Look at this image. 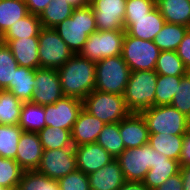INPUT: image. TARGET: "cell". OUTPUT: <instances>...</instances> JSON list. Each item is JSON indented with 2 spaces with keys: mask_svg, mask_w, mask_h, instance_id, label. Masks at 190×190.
Here are the masks:
<instances>
[{
  "mask_svg": "<svg viewBox=\"0 0 190 190\" xmlns=\"http://www.w3.org/2000/svg\"><path fill=\"white\" fill-rule=\"evenodd\" d=\"M57 71L64 96L83 100L95 88L96 64L79 54H74Z\"/></svg>",
  "mask_w": 190,
  "mask_h": 190,
  "instance_id": "1",
  "label": "cell"
},
{
  "mask_svg": "<svg viewBox=\"0 0 190 190\" xmlns=\"http://www.w3.org/2000/svg\"><path fill=\"white\" fill-rule=\"evenodd\" d=\"M59 36L74 54H79L92 33L97 31L95 15L89 4L75 8L71 17L54 27Z\"/></svg>",
  "mask_w": 190,
  "mask_h": 190,
  "instance_id": "2",
  "label": "cell"
},
{
  "mask_svg": "<svg viewBox=\"0 0 190 190\" xmlns=\"http://www.w3.org/2000/svg\"><path fill=\"white\" fill-rule=\"evenodd\" d=\"M158 74L156 71H134L130 73L124 100L131 113L142 111L155 106V92Z\"/></svg>",
  "mask_w": 190,
  "mask_h": 190,
  "instance_id": "3",
  "label": "cell"
},
{
  "mask_svg": "<svg viewBox=\"0 0 190 190\" xmlns=\"http://www.w3.org/2000/svg\"><path fill=\"white\" fill-rule=\"evenodd\" d=\"M95 64L94 90L124 95L131 71L122 55L103 58Z\"/></svg>",
  "mask_w": 190,
  "mask_h": 190,
  "instance_id": "4",
  "label": "cell"
},
{
  "mask_svg": "<svg viewBox=\"0 0 190 190\" xmlns=\"http://www.w3.org/2000/svg\"><path fill=\"white\" fill-rule=\"evenodd\" d=\"M83 109L105 124L118 123L131 112L126 107L123 95L93 90L83 100Z\"/></svg>",
  "mask_w": 190,
  "mask_h": 190,
  "instance_id": "5",
  "label": "cell"
},
{
  "mask_svg": "<svg viewBox=\"0 0 190 190\" xmlns=\"http://www.w3.org/2000/svg\"><path fill=\"white\" fill-rule=\"evenodd\" d=\"M150 134L184 135L189 118L171 105L152 106L141 112Z\"/></svg>",
  "mask_w": 190,
  "mask_h": 190,
  "instance_id": "6",
  "label": "cell"
},
{
  "mask_svg": "<svg viewBox=\"0 0 190 190\" xmlns=\"http://www.w3.org/2000/svg\"><path fill=\"white\" fill-rule=\"evenodd\" d=\"M160 52L153 41L138 39L125 32L122 57L131 72L154 71Z\"/></svg>",
  "mask_w": 190,
  "mask_h": 190,
  "instance_id": "7",
  "label": "cell"
},
{
  "mask_svg": "<svg viewBox=\"0 0 190 190\" xmlns=\"http://www.w3.org/2000/svg\"><path fill=\"white\" fill-rule=\"evenodd\" d=\"M38 39L40 68L58 69L74 55L54 28L42 27Z\"/></svg>",
  "mask_w": 190,
  "mask_h": 190,
  "instance_id": "8",
  "label": "cell"
},
{
  "mask_svg": "<svg viewBox=\"0 0 190 190\" xmlns=\"http://www.w3.org/2000/svg\"><path fill=\"white\" fill-rule=\"evenodd\" d=\"M116 160L125 181L143 182L148 170L155 164L156 150L147 143L141 147L125 149Z\"/></svg>",
  "mask_w": 190,
  "mask_h": 190,
  "instance_id": "9",
  "label": "cell"
},
{
  "mask_svg": "<svg viewBox=\"0 0 190 190\" xmlns=\"http://www.w3.org/2000/svg\"><path fill=\"white\" fill-rule=\"evenodd\" d=\"M125 30L100 31L88 36L79 55L97 62L103 58L122 55Z\"/></svg>",
  "mask_w": 190,
  "mask_h": 190,
  "instance_id": "10",
  "label": "cell"
},
{
  "mask_svg": "<svg viewBox=\"0 0 190 190\" xmlns=\"http://www.w3.org/2000/svg\"><path fill=\"white\" fill-rule=\"evenodd\" d=\"M77 170L74 147L43 150L40 164L36 171L45 176L59 180L63 176Z\"/></svg>",
  "mask_w": 190,
  "mask_h": 190,
  "instance_id": "11",
  "label": "cell"
},
{
  "mask_svg": "<svg viewBox=\"0 0 190 190\" xmlns=\"http://www.w3.org/2000/svg\"><path fill=\"white\" fill-rule=\"evenodd\" d=\"M82 109L81 99L64 96L54 104L44 106L45 126L72 131Z\"/></svg>",
  "mask_w": 190,
  "mask_h": 190,
  "instance_id": "12",
  "label": "cell"
},
{
  "mask_svg": "<svg viewBox=\"0 0 190 190\" xmlns=\"http://www.w3.org/2000/svg\"><path fill=\"white\" fill-rule=\"evenodd\" d=\"M96 27L100 31L124 30L126 0H94Z\"/></svg>",
  "mask_w": 190,
  "mask_h": 190,
  "instance_id": "13",
  "label": "cell"
},
{
  "mask_svg": "<svg viewBox=\"0 0 190 190\" xmlns=\"http://www.w3.org/2000/svg\"><path fill=\"white\" fill-rule=\"evenodd\" d=\"M63 97L57 69H36L35 91L30 102L45 106L54 104Z\"/></svg>",
  "mask_w": 190,
  "mask_h": 190,
  "instance_id": "14",
  "label": "cell"
},
{
  "mask_svg": "<svg viewBox=\"0 0 190 190\" xmlns=\"http://www.w3.org/2000/svg\"><path fill=\"white\" fill-rule=\"evenodd\" d=\"M165 24V19L157 7L141 18H125V32L135 38L153 41Z\"/></svg>",
  "mask_w": 190,
  "mask_h": 190,
  "instance_id": "15",
  "label": "cell"
},
{
  "mask_svg": "<svg viewBox=\"0 0 190 190\" xmlns=\"http://www.w3.org/2000/svg\"><path fill=\"white\" fill-rule=\"evenodd\" d=\"M119 131L125 149L137 148L149 141L147 123L141 113H130L119 122Z\"/></svg>",
  "mask_w": 190,
  "mask_h": 190,
  "instance_id": "16",
  "label": "cell"
},
{
  "mask_svg": "<svg viewBox=\"0 0 190 190\" xmlns=\"http://www.w3.org/2000/svg\"><path fill=\"white\" fill-rule=\"evenodd\" d=\"M77 169L88 175L109 164L115 158L97 143L75 146Z\"/></svg>",
  "mask_w": 190,
  "mask_h": 190,
  "instance_id": "17",
  "label": "cell"
},
{
  "mask_svg": "<svg viewBox=\"0 0 190 190\" xmlns=\"http://www.w3.org/2000/svg\"><path fill=\"white\" fill-rule=\"evenodd\" d=\"M43 154L42 144L37 132H22L17 145L15 161L24 170H36Z\"/></svg>",
  "mask_w": 190,
  "mask_h": 190,
  "instance_id": "18",
  "label": "cell"
},
{
  "mask_svg": "<svg viewBox=\"0 0 190 190\" xmlns=\"http://www.w3.org/2000/svg\"><path fill=\"white\" fill-rule=\"evenodd\" d=\"M105 123L82 109L71 131L73 146L96 143Z\"/></svg>",
  "mask_w": 190,
  "mask_h": 190,
  "instance_id": "19",
  "label": "cell"
},
{
  "mask_svg": "<svg viewBox=\"0 0 190 190\" xmlns=\"http://www.w3.org/2000/svg\"><path fill=\"white\" fill-rule=\"evenodd\" d=\"M2 40L11 50L19 66L35 70L40 68L38 37Z\"/></svg>",
  "mask_w": 190,
  "mask_h": 190,
  "instance_id": "20",
  "label": "cell"
},
{
  "mask_svg": "<svg viewBox=\"0 0 190 190\" xmlns=\"http://www.w3.org/2000/svg\"><path fill=\"white\" fill-rule=\"evenodd\" d=\"M87 176L91 190H118L126 182L116 159Z\"/></svg>",
  "mask_w": 190,
  "mask_h": 190,
  "instance_id": "21",
  "label": "cell"
},
{
  "mask_svg": "<svg viewBox=\"0 0 190 190\" xmlns=\"http://www.w3.org/2000/svg\"><path fill=\"white\" fill-rule=\"evenodd\" d=\"M180 172L179 161L170 159L156 151L155 164L148 170L143 183L154 190L163 184L169 177Z\"/></svg>",
  "mask_w": 190,
  "mask_h": 190,
  "instance_id": "22",
  "label": "cell"
},
{
  "mask_svg": "<svg viewBox=\"0 0 190 190\" xmlns=\"http://www.w3.org/2000/svg\"><path fill=\"white\" fill-rule=\"evenodd\" d=\"M156 7L166 23L190 28V0H156Z\"/></svg>",
  "mask_w": 190,
  "mask_h": 190,
  "instance_id": "23",
  "label": "cell"
},
{
  "mask_svg": "<svg viewBox=\"0 0 190 190\" xmlns=\"http://www.w3.org/2000/svg\"><path fill=\"white\" fill-rule=\"evenodd\" d=\"M35 69L18 66L13 83L5 89L23 102L31 101L35 91Z\"/></svg>",
  "mask_w": 190,
  "mask_h": 190,
  "instance_id": "24",
  "label": "cell"
},
{
  "mask_svg": "<svg viewBox=\"0 0 190 190\" xmlns=\"http://www.w3.org/2000/svg\"><path fill=\"white\" fill-rule=\"evenodd\" d=\"M189 27L166 23L154 38V44L161 51H176Z\"/></svg>",
  "mask_w": 190,
  "mask_h": 190,
  "instance_id": "25",
  "label": "cell"
},
{
  "mask_svg": "<svg viewBox=\"0 0 190 190\" xmlns=\"http://www.w3.org/2000/svg\"><path fill=\"white\" fill-rule=\"evenodd\" d=\"M18 126L25 132H39L45 127L44 106L23 102Z\"/></svg>",
  "mask_w": 190,
  "mask_h": 190,
  "instance_id": "26",
  "label": "cell"
},
{
  "mask_svg": "<svg viewBox=\"0 0 190 190\" xmlns=\"http://www.w3.org/2000/svg\"><path fill=\"white\" fill-rule=\"evenodd\" d=\"M184 135L150 134L149 145L170 159L179 161Z\"/></svg>",
  "mask_w": 190,
  "mask_h": 190,
  "instance_id": "27",
  "label": "cell"
},
{
  "mask_svg": "<svg viewBox=\"0 0 190 190\" xmlns=\"http://www.w3.org/2000/svg\"><path fill=\"white\" fill-rule=\"evenodd\" d=\"M74 9L66 0H51L39 15L42 27L54 28L65 19L71 17Z\"/></svg>",
  "mask_w": 190,
  "mask_h": 190,
  "instance_id": "28",
  "label": "cell"
},
{
  "mask_svg": "<svg viewBox=\"0 0 190 190\" xmlns=\"http://www.w3.org/2000/svg\"><path fill=\"white\" fill-rule=\"evenodd\" d=\"M28 13L25 1L0 0V34L3 36L11 25Z\"/></svg>",
  "mask_w": 190,
  "mask_h": 190,
  "instance_id": "29",
  "label": "cell"
},
{
  "mask_svg": "<svg viewBox=\"0 0 190 190\" xmlns=\"http://www.w3.org/2000/svg\"><path fill=\"white\" fill-rule=\"evenodd\" d=\"M41 28L42 25L39 20V16L28 13L25 17L11 25V27L2 36V39L38 37Z\"/></svg>",
  "mask_w": 190,
  "mask_h": 190,
  "instance_id": "30",
  "label": "cell"
},
{
  "mask_svg": "<svg viewBox=\"0 0 190 190\" xmlns=\"http://www.w3.org/2000/svg\"><path fill=\"white\" fill-rule=\"evenodd\" d=\"M96 143L116 159L125 150L119 131V122L105 124Z\"/></svg>",
  "mask_w": 190,
  "mask_h": 190,
  "instance_id": "31",
  "label": "cell"
},
{
  "mask_svg": "<svg viewBox=\"0 0 190 190\" xmlns=\"http://www.w3.org/2000/svg\"><path fill=\"white\" fill-rule=\"evenodd\" d=\"M22 104L10 91L0 90V124L18 125Z\"/></svg>",
  "mask_w": 190,
  "mask_h": 190,
  "instance_id": "32",
  "label": "cell"
},
{
  "mask_svg": "<svg viewBox=\"0 0 190 190\" xmlns=\"http://www.w3.org/2000/svg\"><path fill=\"white\" fill-rule=\"evenodd\" d=\"M43 150L74 147L71 140V131L61 128L44 127L38 132Z\"/></svg>",
  "mask_w": 190,
  "mask_h": 190,
  "instance_id": "33",
  "label": "cell"
},
{
  "mask_svg": "<svg viewBox=\"0 0 190 190\" xmlns=\"http://www.w3.org/2000/svg\"><path fill=\"white\" fill-rule=\"evenodd\" d=\"M155 71L158 75L164 76H184L189 72L176 51H161Z\"/></svg>",
  "mask_w": 190,
  "mask_h": 190,
  "instance_id": "34",
  "label": "cell"
},
{
  "mask_svg": "<svg viewBox=\"0 0 190 190\" xmlns=\"http://www.w3.org/2000/svg\"><path fill=\"white\" fill-rule=\"evenodd\" d=\"M23 130L18 125L0 124V157L15 159Z\"/></svg>",
  "mask_w": 190,
  "mask_h": 190,
  "instance_id": "35",
  "label": "cell"
},
{
  "mask_svg": "<svg viewBox=\"0 0 190 190\" xmlns=\"http://www.w3.org/2000/svg\"><path fill=\"white\" fill-rule=\"evenodd\" d=\"M17 188L19 190H60L58 180L51 179L36 170L24 171Z\"/></svg>",
  "mask_w": 190,
  "mask_h": 190,
  "instance_id": "36",
  "label": "cell"
},
{
  "mask_svg": "<svg viewBox=\"0 0 190 190\" xmlns=\"http://www.w3.org/2000/svg\"><path fill=\"white\" fill-rule=\"evenodd\" d=\"M182 76L158 75L155 92V106L170 105Z\"/></svg>",
  "mask_w": 190,
  "mask_h": 190,
  "instance_id": "37",
  "label": "cell"
},
{
  "mask_svg": "<svg viewBox=\"0 0 190 190\" xmlns=\"http://www.w3.org/2000/svg\"><path fill=\"white\" fill-rule=\"evenodd\" d=\"M18 63L6 43L0 44V90H5L13 83Z\"/></svg>",
  "mask_w": 190,
  "mask_h": 190,
  "instance_id": "38",
  "label": "cell"
},
{
  "mask_svg": "<svg viewBox=\"0 0 190 190\" xmlns=\"http://www.w3.org/2000/svg\"><path fill=\"white\" fill-rule=\"evenodd\" d=\"M23 172L15 159L0 157V186L6 189L17 188Z\"/></svg>",
  "mask_w": 190,
  "mask_h": 190,
  "instance_id": "39",
  "label": "cell"
},
{
  "mask_svg": "<svg viewBox=\"0 0 190 190\" xmlns=\"http://www.w3.org/2000/svg\"><path fill=\"white\" fill-rule=\"evenodd\" d=\"M170 105L190 119V72L181 77Z\"/></svg>",
  "mask_w": 190,
  "mask_h": 190,
  "instance_id": "40",
  "label": "cell"
},
{
  "mask_svg": "<svg viewBox=\"0 0 190 190\" xmlns=\"http://www.w3.org/2000/svg\"><path fill=\"white\" fill-rule=\"evenodd\" d=\"M60 190H91L86 174L76 170L58 180Z\"/></svg>",
  "mask_w": 190,
  "mask_h": 190,
  "instance_id": "41",
  "label": "cell"
},
{
  "mask_svg": "<svg viewBox=\"0 0 190 190\" xmlns=\"http://www.w3.org/2000/svg\"><path fill=\"white\" fill-rule=\"evenodd\" d=\"M156 7V0H126L125 18H141Z\"/></svg>",
  "mask_w": 190,
  "mask_h": 190,
  "instance_id": "42",
  "label": "cell"
},
{
  "mask_svg": "<svg viewBox=\"0 0 190 190\" xmlns=\"http://www.w3.org/2000/svg\"><path fill=\"white\" fill-rule=\"evenodd\" d=\"M176 52L179 58L183 61L186 69L190 72V29L184 35Z\"/></svg>",
  "mask_w": 190,
  "mask_h": 190,
  "instance_id": "43",
  "label": "cell"
},
{
  "mask_svg": "<svg viewBox=\"0 0 190 190\" xmlns=\"http://www.w3.org/2000/svg\"><path fill=\"white\" fill-rule=\"evenodd\" d=\"M154 190H183V180L181 173L169 177L163 184Z\"/></svg>",
  "mask_w": 190,
  "mask_h": 190,
  "instance_id": "44",
  "label": "cell"
},
{
  "mask_svg": "<svg viewBox=\"0 0 190 190\" xmlns=\"http://www.w3.org/2000/svg\"><path fill=\"white\" fill-rule=\"evenodd\" d=\"M180 166L190 165V131L188 130L183 136L182 151L179 158Z\"/></svg>",
  "mask_w": 190,
  "mask_h": 190,
  "instance_id": "45",
  "label": "cell"
},
{
  "mask_svg": "<svg viewBox=\"0 0 190 190\" xmlns=\"http://www.w3.org/2000/svg\"><path fill=\"white\" fill-rule=\"evenodd\" d=\"M51 0H25L28 12L34 15H40V13L49 5Z\"/></svg>",
  "mask_w": 190,
  "mask_h": 190,
  "instance_id": "46",
  "label": "cell"
},
{
  "mask_svg": "<svg viewBox=\"0 0 190 190\" xmlns=\"http://www.w3.org/2000/svg\"><path fill=\"white\" fill-rule=\"evenodd\" d=\"M180 173L183 180V190H190V165L180 166Z\"/></svg>",
  "mask_w": 190,
  "mask_h": 190,
  "instance_id": "47",
  "label": "cell"
},
{
  "mask_svg": "<svg viewBox=\"0 0 190 190\" xmlns=\"http://www.w3.org/2000/svg\"><path fill=\"white\" fill-rule=\"evenodd\" d=\"M118 190H150L143 182L126 181Z\"/></svg>",
  "mask_w": 190,
  "mask_h": 190,
  "instance_id": "48",
  "label": "cell"
},
{
  "mask_svg": "<svg viewBox=\"0 0 190 190\" xmlns=\"http://www.w3.org/2000/svg\"><path fill=\"white\" fill-rule=\"evenodd\" d=\"M66 1L74 8H81L89 5V3L86 0H66Z\"/></svg>",
  "mask_w": 190,
  "mask_h": 190,
  "instance_id": "49",
  "label": "cell"
},
{
  "mask_svg": "<svg viewBox=\"0 0 190 190\" xmlns=\"http://www.w3.org/2000/svg\"><path fill=\"white\" fill-rule=\"evenodd\" d=\"M0 190H8V189H6V188L3 187V186H0Z\"/></svg>",
  "mask_w": 190,
  "mask_h": 190,
  "instance_id": "50",
  "label": "cell"
},
{
  "mask_svg": "<svg viewBox=\"0 0 190 190\" xmlns=\"http://www.w3.org/2000/svg\"><path fill=\"white\" fill-rule=\"evenodd\" d=\"M3 42L2 35L0 34V44Z\"/></svg>",
  "mask_w": 190,
  "mask_h": 190,
  "instance_id": "51",
  "label": "cell"
},
{
  "mask_svg": "<svg viewBox=\"0 0 190 190\" xmlns=\"http://www.w3.org/2000/svg\"><path fill=\"white\" fill-rule=\"evenodd\" d=\"M89 4L91 3V2H93L94 0H86Z\"/></svg>",
  "mask_w": 190,
  "mask_h": 190,
  "instance_id": "52",
  "label": "cell"
}]
</instances>
